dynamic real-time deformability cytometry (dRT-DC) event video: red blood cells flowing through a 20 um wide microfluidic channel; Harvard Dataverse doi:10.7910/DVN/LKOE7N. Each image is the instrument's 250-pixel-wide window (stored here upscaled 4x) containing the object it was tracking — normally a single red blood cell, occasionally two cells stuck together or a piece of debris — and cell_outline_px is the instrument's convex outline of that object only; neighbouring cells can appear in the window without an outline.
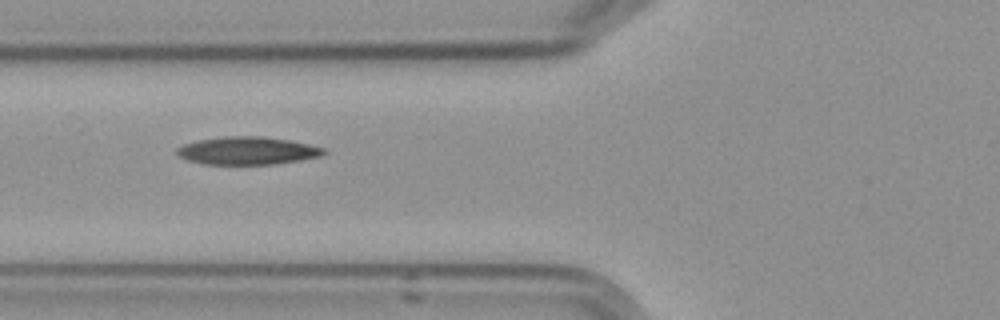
{"species": "Egyptian fruit bat (a non-hibernating species)", "species_latin": "Rousettus aegyptiacus", "temperature_condition": "cold", "stored_images_in_passage": 4, "camera_frame_rate_fps": 3000, "um_per_image_px": 0.085, "frame": {"image": 1, "passage_image": 3, "time_ms": 2.333, "image_size_px": [1000, 320], "cell_outline_px": [[328, 152], [320, 156], [300, 160], [272, 164], [204, 164], [188, 160], [180, 156], [176, 152], [176, 148], [184, 144], [200, 140], [224, 136], [264, 136], [288, 140], [308, 144], [324, 148]], "centroid_in_image_um": [21.04, 12.8], "position_along_channel_um": 104.8, "area_um2": 23.64}}
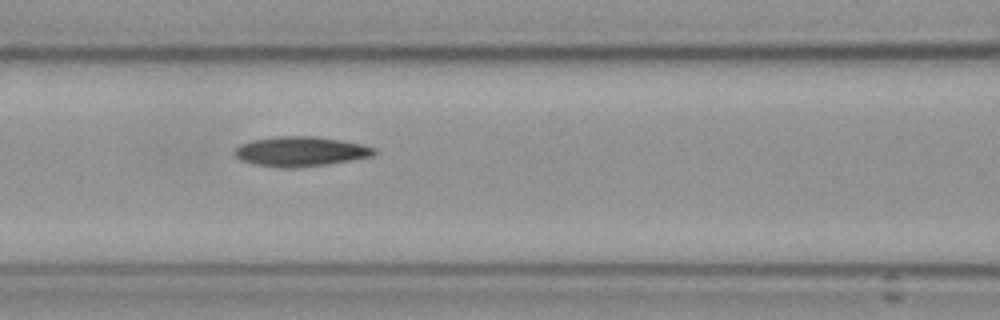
{"frame": {"image": 2, "passage_image": 4, "time_ms": 3.333, "image_size_px": [1000, 320], "cell_outline_px": [[380, 152], [376, 156], [324, 164], [288, 168], [280, 168], [256, 164], [240, 160], [232, 152], [240, 144], [252, 140], [276, 136], [316, 136], [340, 140], [360, 144], [376, 148]], "centroid_in_image_um": [25.57, 12.86], "position_along_channel_um": 141.0, "area_um2": 24.22}}